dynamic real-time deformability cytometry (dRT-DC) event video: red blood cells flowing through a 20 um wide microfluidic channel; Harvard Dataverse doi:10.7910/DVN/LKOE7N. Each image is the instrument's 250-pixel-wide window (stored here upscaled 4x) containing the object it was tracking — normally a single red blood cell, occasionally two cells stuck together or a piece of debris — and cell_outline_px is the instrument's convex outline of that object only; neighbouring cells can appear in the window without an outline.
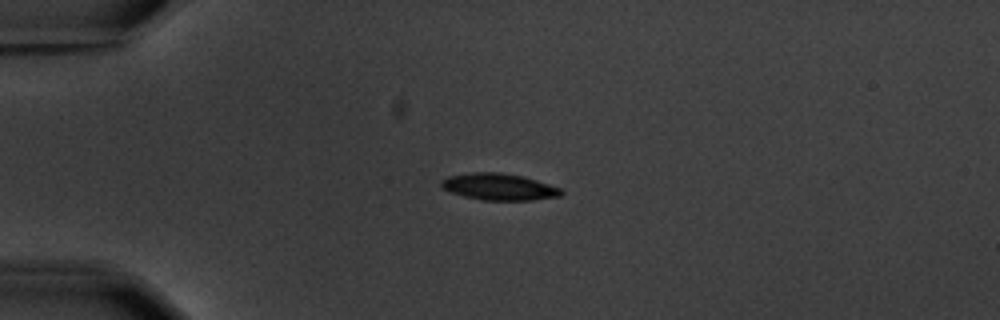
{"species": "common noctule bat (a hibernating species)", "species_latin": "Nyctalus noctula", "temperature_condition": "warm", "stored_images_in_passage": 4, "camera_frame_rate_fps": 3000, "um_per_image_px": 0.085, "animal": {"sex": "male", "body_mass_g": 20.1, "forearm_length_mm": 53.5}, "frame": {"image": 1, "passage_image": 3, "time_ms": 3.333, "image_size_px": [1000, 320], "cell_outline_px": [[564, 192], [560, 196], [532, 200], [484, 200], [464, 196], [452, 192], [444, 188], [440, 184], [440, 180], [448, 176], [472, 172], [500, 172], [524, 176], [560, 188]], "centroid_in_image_um": [42.42, 15.87], "position_along_channel_um": 42.6, "area_um2": 18.55}}